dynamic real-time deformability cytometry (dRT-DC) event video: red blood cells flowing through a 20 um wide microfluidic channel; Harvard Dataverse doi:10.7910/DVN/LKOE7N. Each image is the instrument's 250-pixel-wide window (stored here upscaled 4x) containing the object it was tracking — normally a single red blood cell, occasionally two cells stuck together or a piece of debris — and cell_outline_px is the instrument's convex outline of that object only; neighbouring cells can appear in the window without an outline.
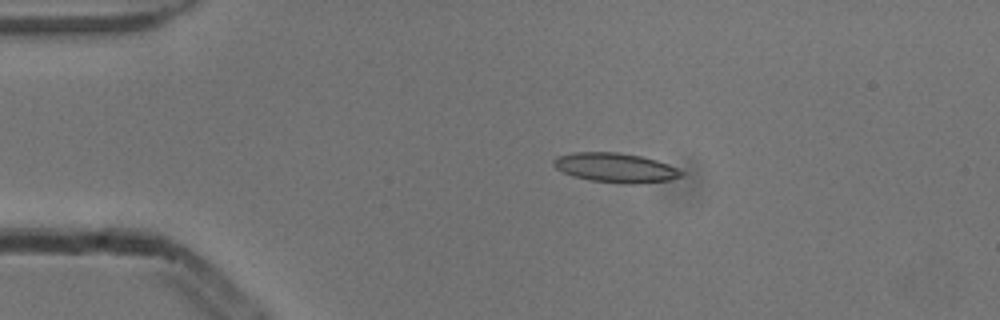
{"species": "common noctule bat (a hibernating species)", "species_latin": "Nyctalus noctula", "temperature_condition": "cold", "stored_images_in_passage": 7, "camera_frame_rate_fps": 3000, "um_per_image_px": 0.085, "animal": {"sex": "male", "body_mass_g": 13.3}, "frame": {"image": 1, "passage_image": 3, "time_ms": 0.667, "image_size_px": [1000, 320], "cell_outline_px": [[684, 172], [680, 176], [672, 180], [636, 184], [624, 184], [592, 180], [572, 176], [556, 168], [552, 164], [552, 160], [556, 156], [572, 152], [616, 152], [640, 156], [656, 160], [668, 164]], "centroid_in_image_um": [52.29, 14.25], "position_along_channel_um": 32.7, "area_um2": 21.96}}
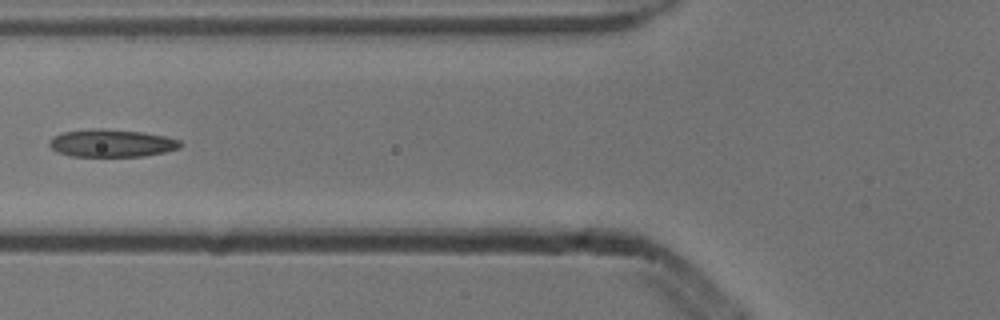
{"frame": {"image": 2, "passage_image": 6, "time_ms": 1.667, "image_size_px": [1000, 320], "cell_outline_px": [[180, 148], [164, 152], [144, 156], [72, 156], [56, 152], [48, 144], [48, 140], [64, 132], [92, 128], [104, 128], [144, 132], [164, 136], [180, 140]], "centroid_in_image_um": [9.47, 12.16], "position_along_channel_um": 116.3, "area_um2": 21.1}}
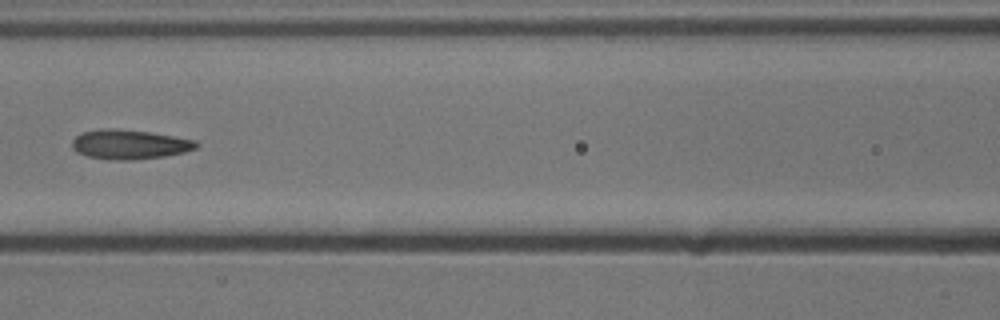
{"frame": {"image": 3, "passage_image": 7, "time_ms": 2.0, "image_size_px": [1000, 320], "cell_outline_px": [[200, 144], [196, 148], [184, 152], [164, 156], [132, 160], [108, 160], [88, 156], [76, 152], [72, 148], [72, 140], [76, 136], [84, 132], [100, 128], [116, 128], [152, 132], [196, 140]], "centroid_in_image_um": [11.01, 12.27], "position_along_channel_um": 155.6, "area_um2": 21.56}}